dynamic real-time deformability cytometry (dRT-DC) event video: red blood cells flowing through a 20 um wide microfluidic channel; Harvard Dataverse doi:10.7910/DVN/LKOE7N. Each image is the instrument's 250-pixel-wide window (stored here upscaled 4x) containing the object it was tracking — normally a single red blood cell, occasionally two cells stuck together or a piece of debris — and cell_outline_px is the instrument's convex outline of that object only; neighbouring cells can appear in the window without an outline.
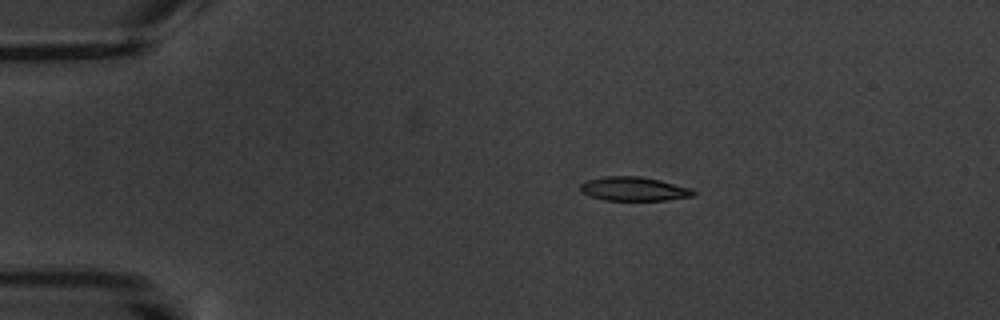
{"species": "common noctule bat (a hibernating species)", "species_latin": "Nyctalus noctula", "temperature_condition": "warm", "stored_images_in_passage": 3, "camera_frame_rate_fps": 3000, "um_per_image_px": 0.085, "animal": {"sex": "male", "body_mass_g": 20.1, "forearm_length_mm": 53.5}, "frame": {"image": 1, "passage_image": 1, "time_ms": 0.0, "image_size_px": [1000, 320], "cell_outline_px": [[696, 192], [692, 196], [668, 200], [604, 200], [588, 196], [580, 192], [580, 184], [588, 180], [608, 176], [640, 176], [660, 180], [688, 188]], "centroid_in_image_um": [53.82, 16.06], "position_along_channel_um": 31.2, "area_um2": 15.66}}